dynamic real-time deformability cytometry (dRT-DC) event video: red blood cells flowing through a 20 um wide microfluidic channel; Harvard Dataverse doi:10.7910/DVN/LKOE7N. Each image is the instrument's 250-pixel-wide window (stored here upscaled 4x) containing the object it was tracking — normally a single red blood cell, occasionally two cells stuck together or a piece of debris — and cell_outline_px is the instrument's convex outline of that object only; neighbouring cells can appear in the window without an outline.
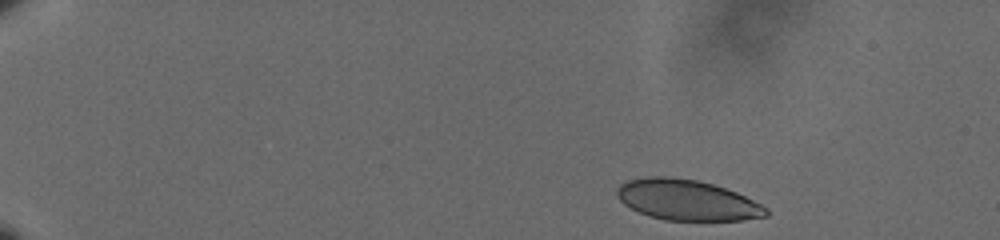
{"species": "human", "species_latin": "Homo sapiens", "temperature_condition": "cold", "stored_images_in_passage": 13, "camera_frame_rate_fps": 3000, "um_per_image_px": 0.085, "donor": {"sex": "male"}, "frame": {"image": 1, "passage_image": 1, "time_ms": 0.0, "image_size_px": [1000, 240], "cell_outline_px": [[768, 216], [744, 220], [664, 220], [648, 216], [624, 204], [616, 196], [616, 188], [620, 184], [628, 180], [648, 176], [668, 176], [696, 180], [712, 184], [736, 192], [768, 208]], "centroid_in_image_um": [58.37, 17.0], "position_along_channel_um": 26.6, "area_um2": 35.2}}
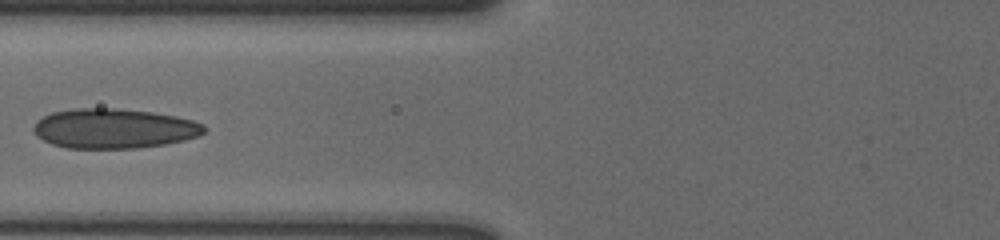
{"frame": {"image": 2, "passage_image": 10, "time_ms": 3.0, "image_size_px": [1000, 240], "cell_outline_px": [[208, 128], [200, 136], [184, 140], [164, 144], [136, 148], [68, 148], [52, 144], [44, 140], [32, 128], [36, 120], [52, 112], [76, 108], [112, 108], [152, 112], [176, 116], [192, 120], [204, 124]], "centroid_in_image_um": [9.72, 10.92], "position_along_channel_um": 116.1, "area_um2": 39.48}}
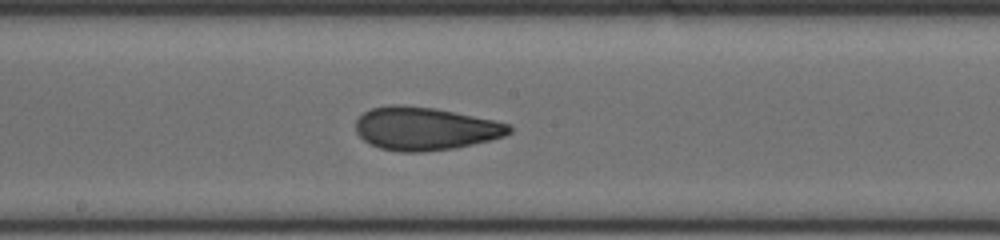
{"frame": {"image": 3, "passage_image": 13, "time_ms": 4.0, "image_size_px": [1000, 240], "cell_outline_px": [[512, 132], [504, 136], [472, 144], [452, 148], [420, 152], [400, 152], [380, 148], [368, 144], [356, 132], [356, 120], [364, 112], [372, 108], [388, 104], [396, 104], [436, 108], [492, 120], [508, 124], [512, 128]], "centroid_in_image_um": [36.09, 10.93], "position_along_channel_um": 212.1, "area_um2": 38.32}}